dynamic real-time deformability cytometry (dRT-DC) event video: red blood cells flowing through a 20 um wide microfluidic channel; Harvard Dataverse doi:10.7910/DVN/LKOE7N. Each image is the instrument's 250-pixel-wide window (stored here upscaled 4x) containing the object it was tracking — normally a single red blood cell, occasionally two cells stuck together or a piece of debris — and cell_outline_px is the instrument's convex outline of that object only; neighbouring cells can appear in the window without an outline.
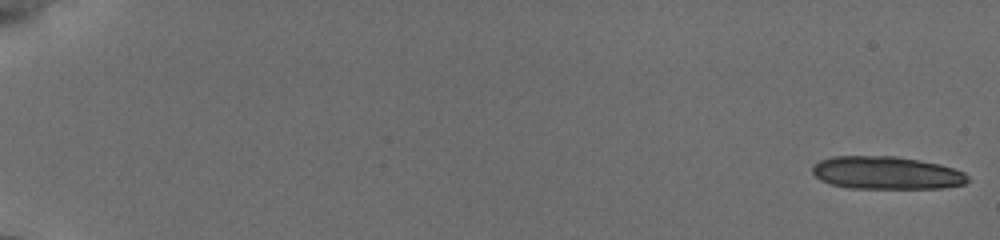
{"species": "common noctule bat (a hibernating species)", "species_latin": "Nyctalus noctula", "temperature_condition": "cold", "stored_images_in_passage": 20, "camera_frame_rate_fps": 3000, "um_per_image_px": 0.085, "animal": {"sex": "female", "body_mass_g": 19.5, "forearm_length_mm": 54.1}, "frame": {"image": 1, "passage_image": 1, "time_ms": 0.0, "image_size_px": [1000, 240], "cell_outline_px": [[972, 180], [964, 184], [940, 188], [848, 188], [832, 184], [820, 180], [812, 172], [812, 168], [820, 160], [832, 156], [896, 156], [940, 164], [964, 172]], "centroid_in_image_um": [75.36, 14.69], "position_along_channel_um": 9.6, "area_um2": 29.71}}
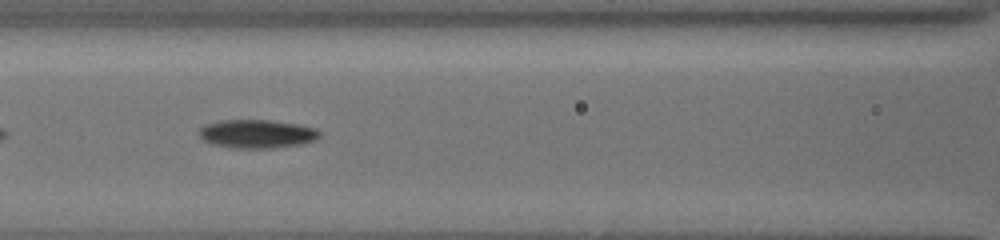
{"frame": {"image": 2, "passage_image": 17, "time_ms": 9.0, "image_size_px": [1000, 240], "cell_outline_px": [[320, 136], [316, 140], [304, 144], [272, 148], [228, 148], [212, 144], [204, 140], [200, 136], [200, 128], [216, 120], [268, 120], [300, 124], [316, 128], [320, 132]], "centroid_in_image_um": [21.88, 11.38], "position_along_channel_um": 144.7, "area_um2": 20.23}}
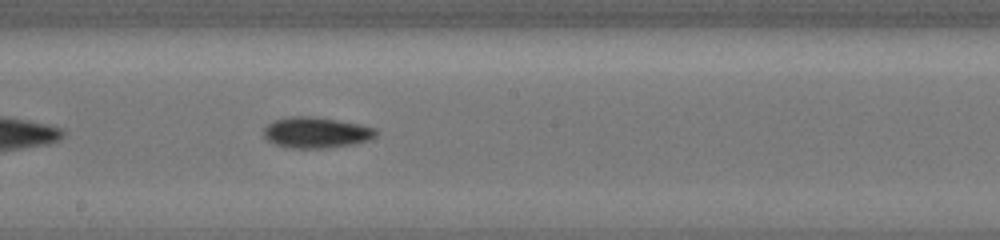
{"frame": {"image": 3, "passage_image": 19, "time_ms": 11.0, "image_size_px": [1000, 240], "cell_outline_px": [[376, 136], [368, 140], [356, 144], [324, 148], [292, 148], [276, 144], [268, 140], [264, 136], [264, 128], [272, 120], [288, 116], [312, 116], [336, 120], [376, 128]], "centroid_in_image_um": [26.85, 11.26], "position_along_channel_um": 221.3, "area_um2": 20.11}}